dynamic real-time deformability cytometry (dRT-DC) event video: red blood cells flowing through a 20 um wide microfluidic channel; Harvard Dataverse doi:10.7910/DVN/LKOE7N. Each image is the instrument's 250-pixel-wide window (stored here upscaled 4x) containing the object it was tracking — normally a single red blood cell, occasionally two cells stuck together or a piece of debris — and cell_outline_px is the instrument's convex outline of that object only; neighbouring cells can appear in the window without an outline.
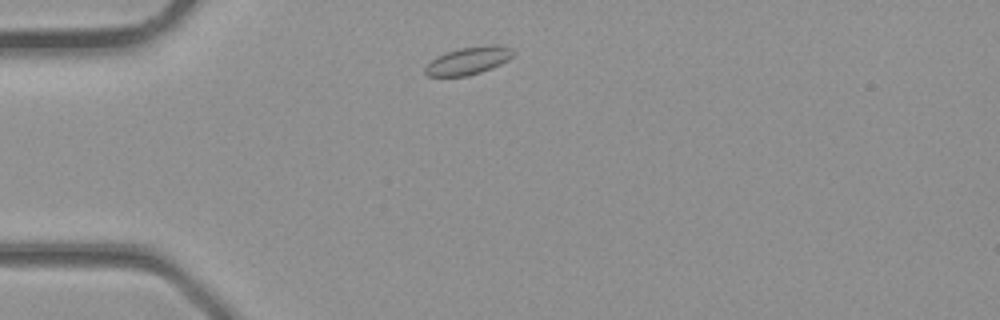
{"species": "common noctule bat (a hibernating species)", "species_latin": "Nyctalus noctula", "temperature_condition": "room temperature", "stored_images_in_passage": 1, "camera_frame_rate_fps": 3000, "um_per_image_px": 0.085, "animal": {"sex": "male", "body_mass_g": 23.1, "forearm_length_mm": 52.7}, "frame": {"image": 1, "passage_image": 1, "time_ms": 0.0, "image_size_px": [1000, 320], "cell_outline_px": [[516, 52], [508, 60], [500, 64], [480, 72], [468, 76], [428, 76], [424, 72], [424, 68], [436, 56], [444, 52], [460, 48], [484, 44], [496, 44], [512, 48]], "centroid_in_image_um": [39.82, 5.13], "position_along_channel_um": 45.2, "area_um2": 14.33}}